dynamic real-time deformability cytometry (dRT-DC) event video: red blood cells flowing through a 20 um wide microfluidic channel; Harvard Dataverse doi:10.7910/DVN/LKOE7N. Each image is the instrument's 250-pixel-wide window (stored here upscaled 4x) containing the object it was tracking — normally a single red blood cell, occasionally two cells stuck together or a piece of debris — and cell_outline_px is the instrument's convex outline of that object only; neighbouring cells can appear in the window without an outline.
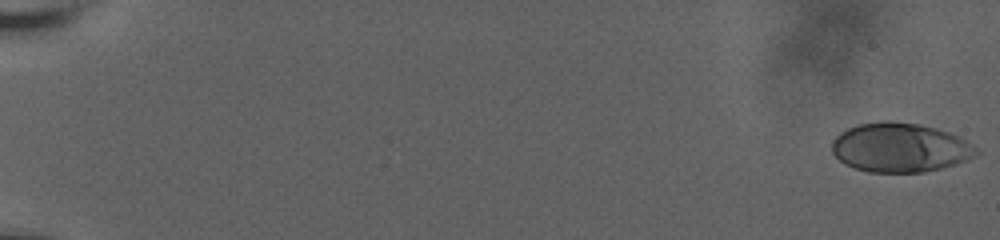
{"species": "human", "species_latin": "Homo sapiens", "temperature_condition": "room temperature", "stored_images_in_passage": 61, "camera_frame_rate_fps": 3000, "um_per_image_px": 0.085, "donor": {"sex": "male"}, "frame": {"image": 1, "passage_image": 1, "time_ms": 0.0, "image_size_px": [1000, 240], "cell_outline_px": [[980, 152], [976, 156], [956, 164], [924, 172], [868, 172], [844, 164], [832, 152], [832, 140], [840, 132], [848, 128], [860, 124], [884, 120], [888, 120], [920, 124], [936, 128], [948, 132], [972, 144]], "centroid_in_image_um": [76.49, 12.54], "position_along_channel_um": 8.5, "area_um2": 41.38}}
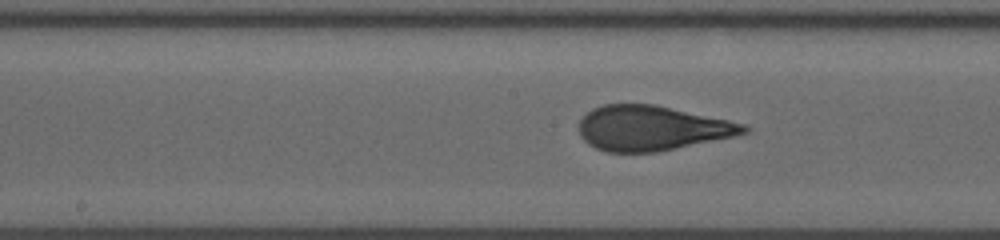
{"frame": {"image": 2, "passage_image": 33, "time_ms": 11.0, "image_size_px": [1000, 240], "cell_outline_px": [[748, 132], [732, 136], [660, 152], [608, 152], [596, 148], [588, 144], [580, 136], [580, 120], [592, 108], [604, 104], [656, 104], [728, 120], [744, 124], [748, 128]], "centroid_in_image_um": [55.37, 10.89], "position_along_channel_um": 192.8, "area_um2": 42.89}}
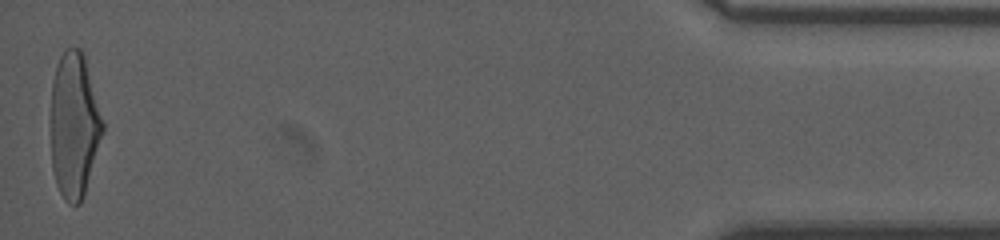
{"frame": {"image": 3, "passage_image": 61, "time_ms": 19.667, "image_size_px": [1000, 240], "cell_outline_px": [[104, 132], [80, 204], [68, 204], [64, 200], [56, 184], [52, 168], [52, 80], [56, 64], [60, 56], [68, 48], [80, 48], [84, 52], [104, 120]], "centroid_in_image_um": [6.33, 10.61], "position_along_channel_um": 428.9, "area_um2": 43.99}, "authors_computed_cell_mechanics": {"area_um2": 42.8298, "velocity_mm_per_s": 3.6677, "shape_relaxation_time_tau1_ms": 5.2525, "shape_relaxation_time_tau2_ms": null, "deformation_change_tau1": 0.2076, "deformation_change_tau2": null}}